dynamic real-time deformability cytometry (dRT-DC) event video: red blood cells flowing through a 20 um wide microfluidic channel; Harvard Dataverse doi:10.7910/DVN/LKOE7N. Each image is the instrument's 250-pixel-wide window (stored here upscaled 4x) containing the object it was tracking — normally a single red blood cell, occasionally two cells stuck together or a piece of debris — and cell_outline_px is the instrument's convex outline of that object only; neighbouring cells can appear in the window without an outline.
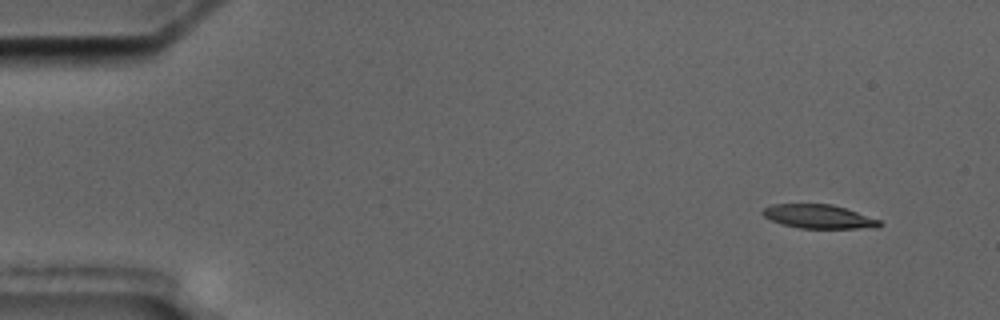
{"species": "common noctule bat (a hibernating species)", "species_latin": "Nyctalus noctula", "temperature_condition": "cold", "stored_images_in_passage": 5, "camera_frame_rate_fps": 3000, "um_per_image_px": 0.085, "animal": {"sex": "male", "body_mass_g": 17.5, "forearm_length_mm": 52.3}, "frame": {"image": 1, "passage_image": 1, "time_ms": 0.0, "image_size_px": [1000, 320], "cell_outline_px": [[884, 224], [880, 228], [800, 228], [780, 224], [764, 216], [760, 212], [764, 208], [772, 204], [832, 204], [880, 220]], "centroid_in_image_um": [69.6, 18.41], "position_along_channel_um": 15.4, "area_um2": 16.24}}
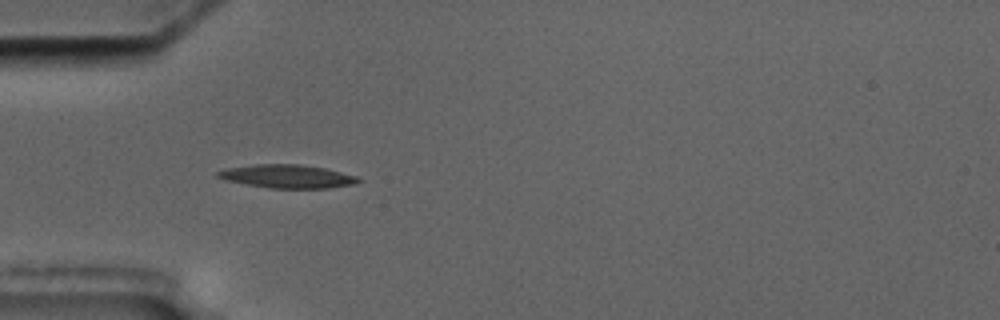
{"frame": {"image": 2, "passage_image": 4, "time_ms": 4.333, "image_size_px": [1000, 320], "cell_outline_px": [[364, 180], [356, 184], [328, 188], [268, 188], [224, 180], [216, 176], [216, 172], [224, 168], [256, 164], [300, 164], [324, 168], [356, 176]], "centroid_in_image_um": [24.41, 14.99], "position_along_channel_um": 60.6, "area_um2": 19.25}}
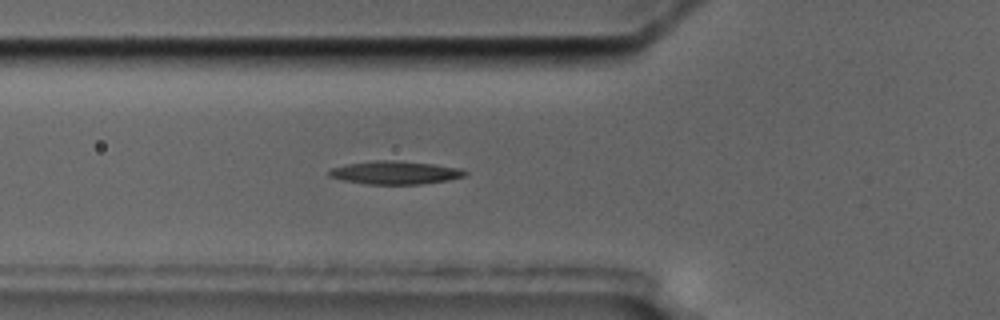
{"frame": {"image": 3, "passage_image": 5, "time_ms": 5.333, "image_size_px": [1000, 320], "cell_outline_px": [[468, 172], [464, 176], [448, 180], [420, 184], [364, 184], [344, 180], [328, 176], [328, 172], [332, 168], [348, 164], [376, 160], [392, 160], [432, 164], [460, 168]], "centroid_in_image_um": [33.58, 14.67], "position_along_channel_um": 92.2, "area_um2": 18.15}}